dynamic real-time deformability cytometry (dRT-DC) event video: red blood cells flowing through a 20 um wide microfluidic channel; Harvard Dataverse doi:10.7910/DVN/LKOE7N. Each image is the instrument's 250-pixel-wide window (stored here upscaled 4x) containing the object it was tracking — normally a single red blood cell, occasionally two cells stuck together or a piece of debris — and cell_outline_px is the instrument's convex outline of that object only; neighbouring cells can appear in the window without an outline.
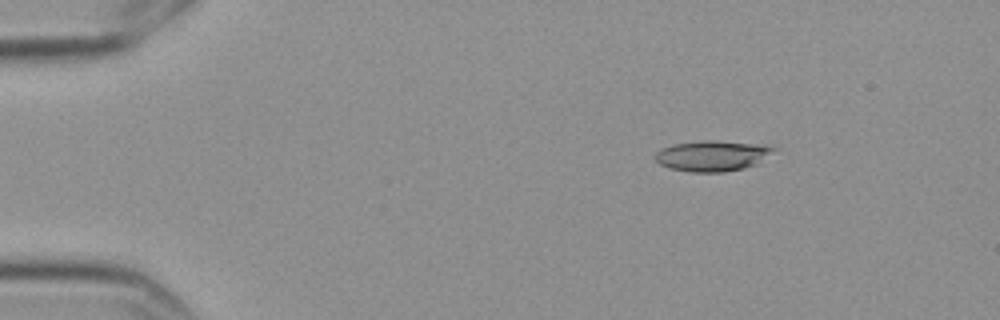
{"species": "Egyptian fruit bat (a non-hibernating species)", "species_latin": "Rousettus aegyptiacus", "temperature_condition": "cold", "stored_images_in_passage": 4, "camera_frame_rate_fps": 3000, "um_per_image_px": 0.085, "frame": {"image": 1, "passage_image": 2, "time_ms": 0.333, "image_size_px": [1000, 320], "cell_outline_px": [[776, 148], [756, 164], [744, 168], [724, 172], [688, 172], [668, 168], [660, 164], [652, 156], [660, 148], [672, 144], [704, 140], [712, 140], [764, 144]], "centroid_in_image_um": [60.47, 13.24], "position_along_channel_um": 24.5, "area_um2": 21.27}}